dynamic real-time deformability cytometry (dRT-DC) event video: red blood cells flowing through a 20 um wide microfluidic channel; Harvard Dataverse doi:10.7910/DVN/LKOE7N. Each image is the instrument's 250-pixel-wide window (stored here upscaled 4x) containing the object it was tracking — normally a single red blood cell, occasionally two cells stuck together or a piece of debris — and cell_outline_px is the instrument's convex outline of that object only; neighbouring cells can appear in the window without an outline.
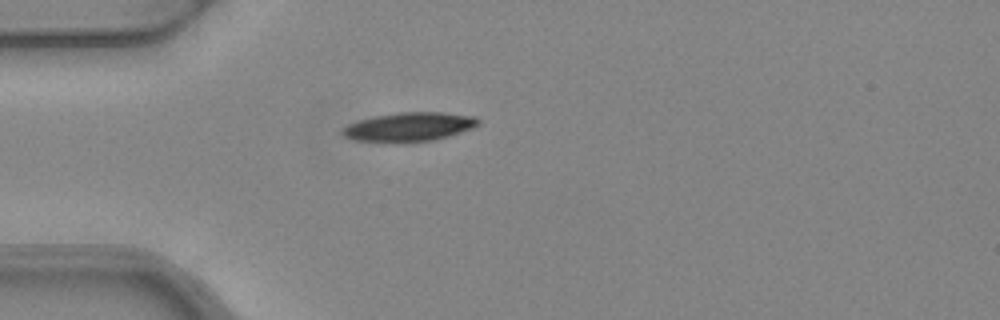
{"species": "common noctule bat (a hibernating species)", "species_latin": "Nyctalus noctula", "temperature_condition": "warm", "stored_images_in_passage": 1, "camera_frame_rate_fps": 3000, "um_per_image_px": 0.085, "animal": {"sex": "female", "body_mass_g": 24.6, "forearm_length_mm": 56.2}, "frame": {"image": 1, "passage_image": 1, "time_ms": 0.0, "image_size_px": [1000, 320], "cell_outline_px": [[480, 124], [472, 128], [448, 136], [432, 140], [356, 140], [344, 136], [340, 132], [348, 124], [360, 120], [376, 116], [396, 112], [444, 112], [476, 116], [480, 120]], "centroid_in_image_um": [34.85, 10.73], "position_along_channel_um": 50.2, "area_um2": 22.14}}